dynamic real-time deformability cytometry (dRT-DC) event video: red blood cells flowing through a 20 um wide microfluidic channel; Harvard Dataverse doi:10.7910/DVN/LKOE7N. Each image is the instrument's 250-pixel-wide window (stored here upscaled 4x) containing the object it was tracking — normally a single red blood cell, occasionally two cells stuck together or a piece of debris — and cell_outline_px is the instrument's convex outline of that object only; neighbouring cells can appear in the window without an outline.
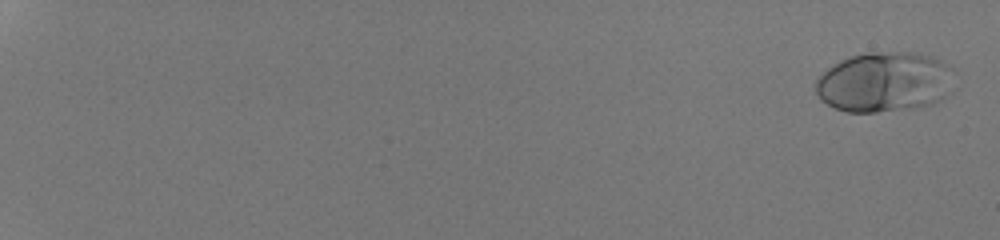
{"species": "human", "species_latin": "Homo sapiens", "temperature_condition": "room temperature", "stored_images_in_passage": 53, "camera_frame_rate_fps": 3000, "um_per_image_px": 0.085, "donor": {"sex": "male"}, "frame": {"image": 1, "passage_image": 2, "time_ms": 0.333, "image_size_px": [1000, 240], "cell_outline_px": [[952, 68], [944, 96], [940, 100], [932, 104], [916, 108], [876, 112], [848, 112], [836, 108], [820, 100], [816, 92], [816, 80], [828, 68], [840, 60], [852, 56], [868, 52], [916, 52], [932, 56], [940, 60]], "centroid_in_image_um": [75.12, 6.97], "position_along_channel_um": 9.9, "area_um2": 48.09}}
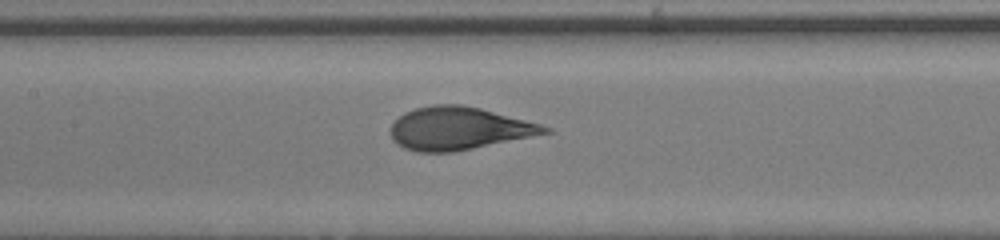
{"frame": {"image": 2, "passage_image": 31, "time_ms": 10.0, "image_size_px": [1000, 240], "cell_outline_px": [[552, 132], [452, 152], [416, 152], [404, 148], [396, 144], [392, 140], [392, 124], [404, 112], [416, 108], [432, 104], [460, 104], [480, 108], [540, 124], [552, 128]], "centroid_in_image_um": [38.97, 10.91], "position_along_channel_um": 168.4, "area_um2": 38.09}}
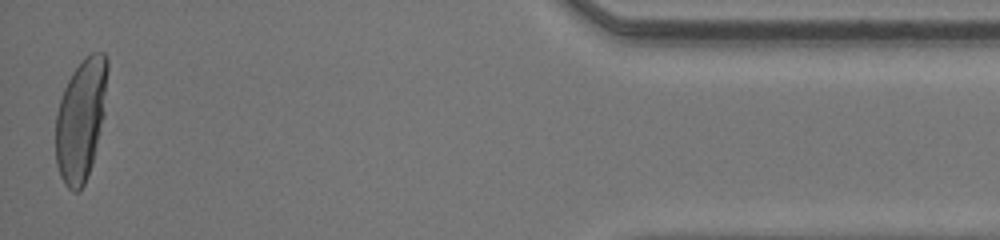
{"frame": {"image": 3, "passage_image": 53, "time_ms": 17.333, "image_size_px": [1000, 240], "cell_outline_px": [[108, 68], [104, 116], [92, 164], [84, 184], [80, 192], [72, 192], [64, 184], [60, 176], [56, 164], [56, 112], [64, 88], [72, 72], [92, 52], [104, 52], [108, 60]], "centroid_in_image_um": [6.88, 10.2], "position_along_channel_um": 428.3, "area_um2": 36.88}, "authors_computed_cell_mechanics": {"area_um2": 39.1884, "velocity_mm_per_s": 4.3036, "shape_relaxation_time_tau1_ms": 3.8124, "shape_relaxation_time_tau2_ms": null, "deformation_change_tau1": 0.214, "deformation_change_tau2": null}}